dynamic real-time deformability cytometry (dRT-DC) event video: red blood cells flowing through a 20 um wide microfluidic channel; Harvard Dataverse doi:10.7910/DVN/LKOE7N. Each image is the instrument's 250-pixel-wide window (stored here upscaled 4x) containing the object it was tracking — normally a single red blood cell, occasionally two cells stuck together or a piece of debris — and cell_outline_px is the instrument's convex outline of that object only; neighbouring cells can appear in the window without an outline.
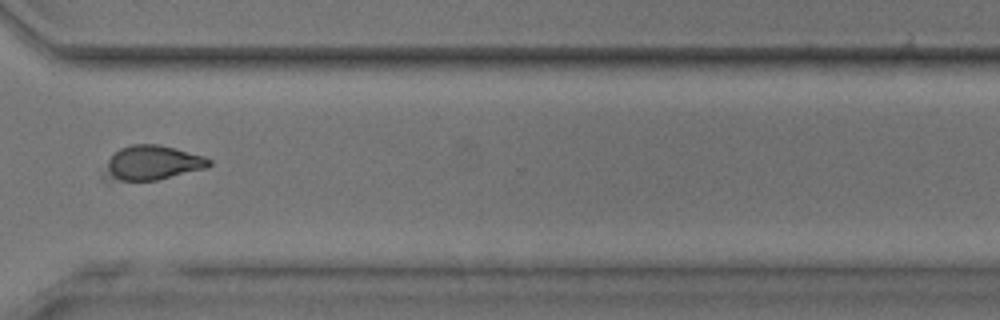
{"species": "common noctule bat (a hibernating species)", "species_latin": "Nyctalus noctula", "temperature_condition": "room temperature", "stored_images_in_passage": 49, "camera_frame_rate_fps": 3000, "um_per_image_px": 0.085, "animal": {"sex": "male", "body_mass_g": 17.9, "forearm_length_mm": 54.2}, "frame": {"image": 1, "passage_image": 38, "time_ms": 12.333, "image_size_px": [1000, 320], "cell_outline_px": [[212, 164], [208, 168], [156, 180], [104, 180], [104, 176], [108, 160], [120, 148], [132, 144], [160, 144], [176, 148], [204, 156], [212, 160]], "centroid_in_image_um": [12.98, 13.84], "position_along_channel_um": 357.6, "area_um2": 21.04}}
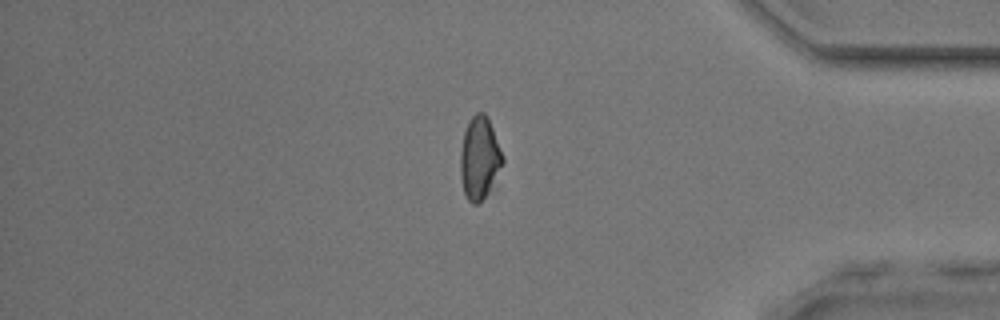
{"frame": {"image": 2, "passage_image": 42, "time_ms": 13.667, "image_size_px": [1000, 320], "cell_outline_px": [[504, 160], [488, 192], [476, 204], [472, 204], [468, 200], [464, 192], [460, 176], [460, 152], [464, 132], [472, 116], [476, 112], [484, 112], [488, 116], [504, 156]], "centroid_in_image_um": [40.75, 13.4], "position_along_channel_um": 394.4, "area_um2": 20.17}}